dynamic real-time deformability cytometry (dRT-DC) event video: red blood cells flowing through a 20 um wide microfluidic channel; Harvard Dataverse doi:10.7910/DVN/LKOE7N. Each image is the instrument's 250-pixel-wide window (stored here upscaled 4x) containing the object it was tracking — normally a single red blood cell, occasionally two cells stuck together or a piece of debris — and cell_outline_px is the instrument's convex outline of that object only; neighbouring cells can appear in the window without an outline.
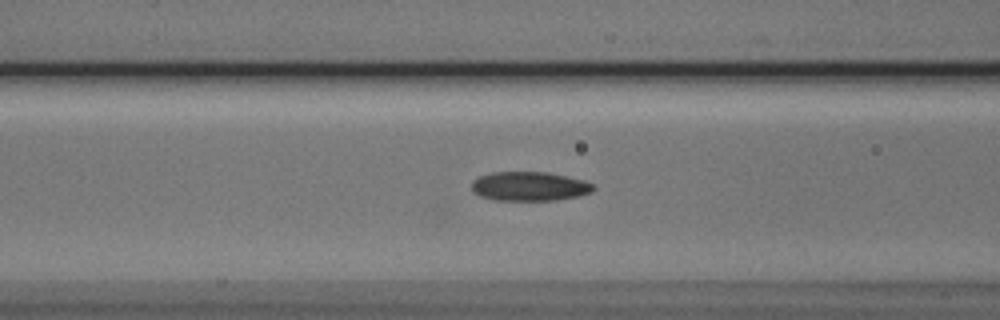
{"species": "Egyptian fruit bat (a non-hibernating species)", "species_latin": "Rousettus aegyptiacus", "temperature_condition": "cold", "stored_images_in_passage": 22, "camera_frame_rate_fps": 3000, "um_per_image_px": 0.085, "animal": {"sex": "male"}, "frame": {"image": 1, "passage_image": 5, "time_ms": 1.333, "image_size_px": [1000, 320], "cell_outline_px": [[596, 188], [592, 192], [580, 196], [556, 200], [492, 200], [480, 196], [472, 192], [472, 180], [480, 176], [492, 172], [548, 172], [584, 180], [592, 184]], "centroid_in_image_um": [45.0, 15.84], "position_along_channel_um": 121.6, "area_um2": 20.87}}
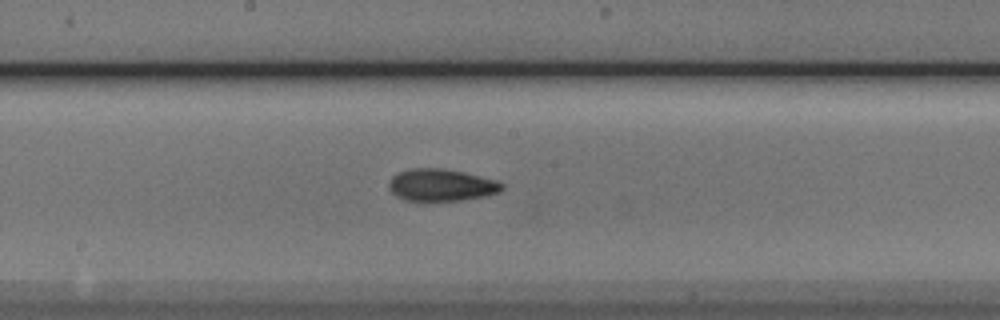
{"frame": {"image": 2, "passage_image": 12, "time_ms": 3.667, "image_size_px": [1000, 320], "cell_outline_px": [[504, 188], [500, 192], [484, 196], [460, 200], [408, 200], [396, 196], [392, 192], [388, 184], [392, 176], [400, 172], [412, 168], [440, 168], [464, 172], [496, 180], [504, 184]], "centroid_in_image_um": [37.53, 15.72], "position_along_channel_um": 210.7, "area_um2": 20.92}}
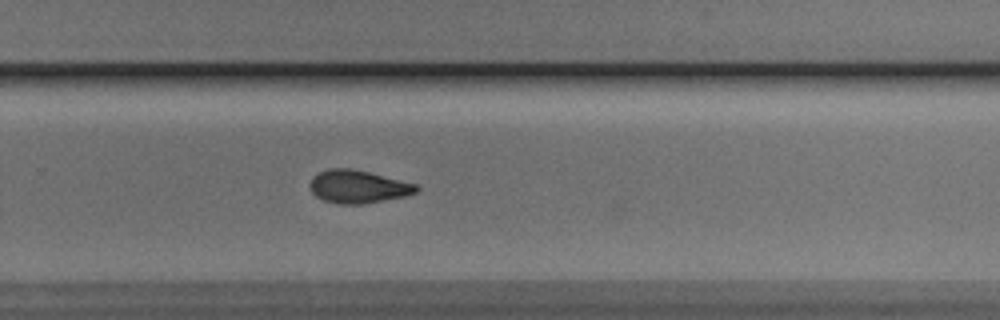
{"frame": {"image": 3, "passage_image": 19, "time_ms": 6.0, "image_size_px": [1000, 320], "cell_outline_px": [[420, 188], [416, 192], [404, 196], [360, 204], [336, 204], [324, 200], [316, 196], [312, 192], [308, 184], [312, 176], [320, 172], [332, 168], [352, 168], [416, 184]], "centroid_in_image_um": [30.38, 15.86], "position_along_channel_um": 299.4, "area_um2": 20.23}}